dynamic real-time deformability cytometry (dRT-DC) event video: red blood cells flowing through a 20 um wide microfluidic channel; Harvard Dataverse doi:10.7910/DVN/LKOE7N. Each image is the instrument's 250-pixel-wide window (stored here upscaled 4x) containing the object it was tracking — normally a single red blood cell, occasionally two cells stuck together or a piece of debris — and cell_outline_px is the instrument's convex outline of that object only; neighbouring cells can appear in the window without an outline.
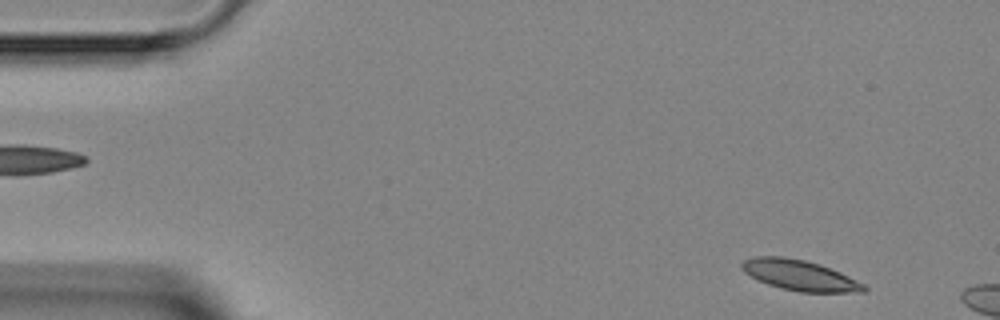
{"species": "Egyptian fruit bat (a non-hibernating species)", "species_latin": "Rousettus aegyptiacus", "temperature_condition": "room temperature", "stored_images_in_passage": 5, "segment_of_instrument_passage": [2, 2], "camera_frame_rate_fps": 3000, "um_per_image_px": 0.085, "animal": {"sex": "female"}, "frame": {"image": 1, "passage_image": 5, "time_ms": 5.333, "image_size_px": [1000, 320], "cell_outline_px": [[868, 288], [864, 292], [800, 292], [780, 288], [768, 284], [744, 272], [740, 268], [740, 264], [744, 260], [756, 256], [784, 256], [804, 260], [820, 264], [840, 272], [864, 284]], "centroid_in_image_um": [67.97, 23.39], "position_along_channel_um": 17.0, "area_um2": 21.62}}